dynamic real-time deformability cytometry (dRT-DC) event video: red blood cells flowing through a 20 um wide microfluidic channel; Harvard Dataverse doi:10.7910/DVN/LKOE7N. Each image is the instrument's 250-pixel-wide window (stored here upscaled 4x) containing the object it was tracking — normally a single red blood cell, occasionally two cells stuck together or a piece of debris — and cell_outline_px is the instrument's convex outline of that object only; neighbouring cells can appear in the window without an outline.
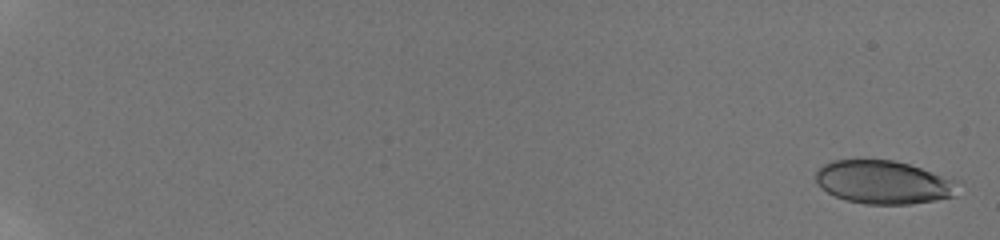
{"species": "human", "species_latin": "Homo sapiens", "temperature_condition": "room temperature", "stored_images_in_passage": 12, "camera_frame_rate_fps": 3000, "um_per_image_px": 0.085, "donor": {"sex": "male"}, "frame": {"image": 1, "passage_image": 1, "time_ms": 0.0, "image_size_px": [1000, 240], "cell_outline_px": [[964, 180], [956, 196], [936, 200], [912, 204], [864, 204], [844, 200], [828, 192], [816, 184], [816, 172], [824, 164], [832, 160], [892, 160], [908, 164]], "centroid_in_image_um": [75.22, 15.5], "position_along_channel_um": 9.8, "area_um2": 36.65}}
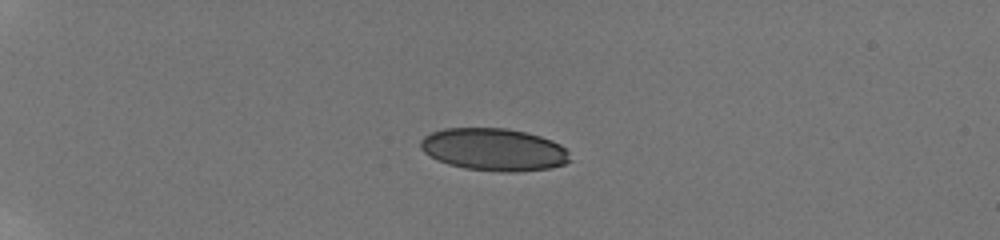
{"frame": {"image": 2, "passage_image": 7, "time_ms": 5.333, "image_size_px": [1000, 240], "cell_outline_px": [[572, 160], [564, 164], [552, 168], [516, 172], [500, 172], [464, 168], [448, 164], [436, 160], [424, 152], [420, 148], [420, 140], [424, 136], [432, 132], [444, 128], [508, 128], [540, 136], [552, 140], [560, 144], [568, 152]], "centroid_in_image_um": [41.98, 12.72], "position_along_channel_um": 43.0, "area_um2": 37.22}}
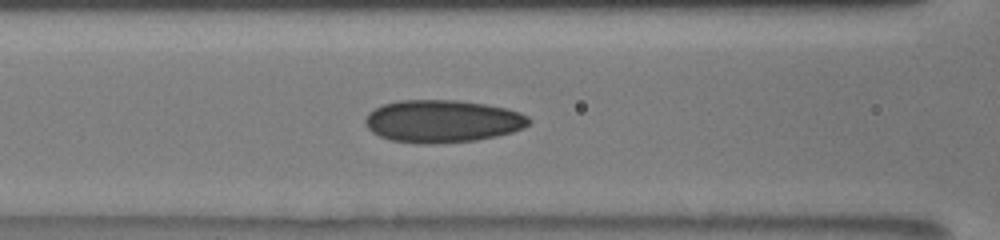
{"frame": {"image": 3, "passage_image": 12, "time_ms": 9.333, "image_size_px": [1000, 240], "cell_outline_px": [[532, 120], [524, 128], [512, 132], [496, 136], [476, 140], [436, 144], [424, 144], [388, 140], [372, 132], [364, 124], [364, 120], [368, 112], [384, 104], [400, 100], [456, 100], [484, 104], [504, 108], [520, 112], [528, 116]], "centroid_in_image_um": [37.59, 10.31], "position_along_channel_um": 129.0, "area_um2": 40.69}}